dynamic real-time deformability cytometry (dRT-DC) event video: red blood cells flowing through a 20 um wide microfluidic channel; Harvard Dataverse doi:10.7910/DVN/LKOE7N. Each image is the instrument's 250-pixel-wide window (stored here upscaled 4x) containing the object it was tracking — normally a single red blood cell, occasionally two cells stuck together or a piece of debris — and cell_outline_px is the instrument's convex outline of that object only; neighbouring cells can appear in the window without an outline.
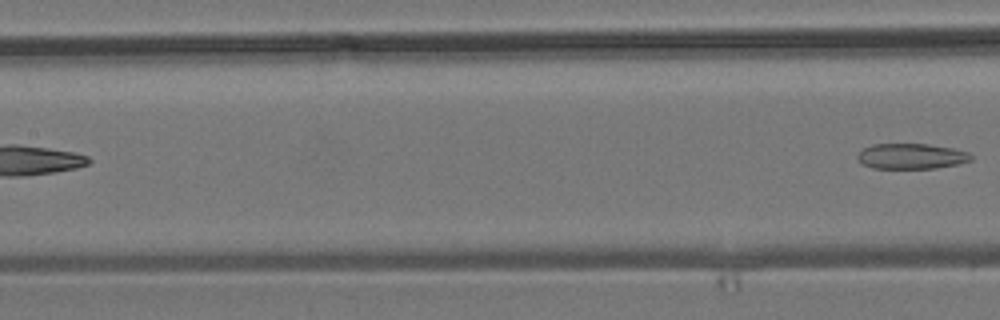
{"species": "common noctule bat (a hibernating species)", "species_latin": "Nyctalus noctula", "temperature_condition": "room temperature", "stored_images_in_passage": 6, "segment_of_instrument_passage": [2, 2], "camera_frame_rate_fps": 3000, "um_per_image_px": 0.085, "animal": {"sex": "male", "body_mass_g": 19.2, "forearm_length_mm": 51.8}, "frame": {"image": 1, "passage_image": 6, "time_ms": 5.667, "image_size_px": [1000, 320], "cell_outline_px": [[972, 160], [956, 164], [936, 168], [872, 168], [856, 160], [856, 156], [864, 148], [872, 144], [928, 144], [952, 148], [968, 152], [972, 156]], "centroid_in_image_um": [77.44, 13.28], "position_along_channel_um": 130.0, "area_um2": 16.76}}